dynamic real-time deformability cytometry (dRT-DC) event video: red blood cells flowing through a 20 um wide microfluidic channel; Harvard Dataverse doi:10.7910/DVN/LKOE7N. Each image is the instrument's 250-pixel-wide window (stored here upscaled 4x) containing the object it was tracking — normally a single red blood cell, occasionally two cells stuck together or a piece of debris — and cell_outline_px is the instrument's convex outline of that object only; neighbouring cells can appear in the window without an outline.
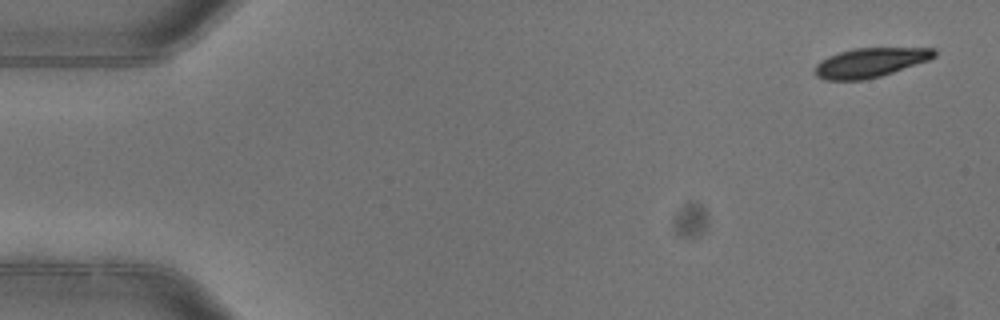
{"species": "common noctule bat (a hibernating species)", "species_latin": "Nyctalus noctula", "temperature_condition": "warm", "stored_images_in_passage": 5, "camera_frame_rate_fps": 3000, "um_per_image_px": 0.085, "animal": {"sex": "female"}, "frame": {"image": 1, "passage_image": 1, "time_ms": 0.0, "image_size_px": [1000, 320], "cell_outline_px": [[936, 56], [928, 60], [880, 76], [864, 80], [824, 80], [816, 76], [812, 72], [816, 64], [820, 60], [828, 56], [852, 48], [936, 48]], "centroid_in_image_um": [73.91, 5.32], "position_along_channel_um": 11.1, "area_um2": 20.46}}